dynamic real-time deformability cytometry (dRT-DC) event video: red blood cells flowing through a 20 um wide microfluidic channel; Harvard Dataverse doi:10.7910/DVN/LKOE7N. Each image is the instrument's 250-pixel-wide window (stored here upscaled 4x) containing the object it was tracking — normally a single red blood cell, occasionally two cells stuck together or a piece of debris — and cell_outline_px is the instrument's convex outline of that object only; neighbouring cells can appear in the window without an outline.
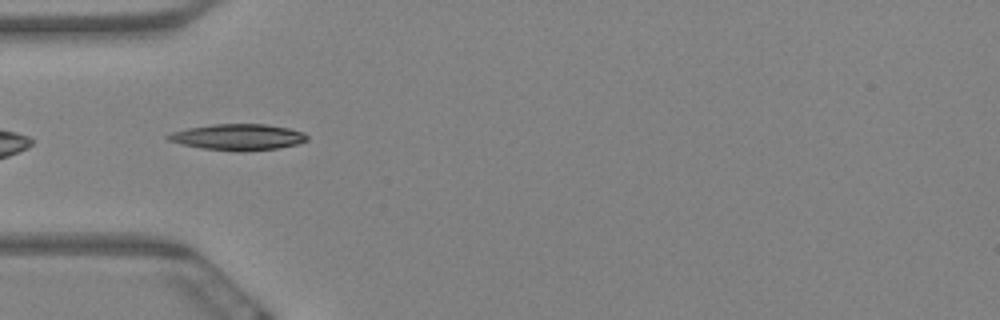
{"species": "Egyptian fruit bat (a non-hibernating species)", "species_latin": "Rousettus aegyptiacus", "temperature_condition": "warm", "stored_images_in_passage": 6, "camera_frame_rate_fps": 3000, "um_per_image_px": 0.085, "animal": {"sex": "female"}, "frame": {"image": 1, "passage_image": 4, "time_ms": 1.0, "image_size_px": [1000, 320], "cell_outline_px": [[308, 140], [296, 144], [276, 148], [244, 152], [236, 152], [200, 148], [180, 144], [168, 140], [164, 136], [172, 132], [188, 128], [212, 124], [264, 124], [288, 128], [304, 132], [308, 136]], "centroid_in_image_um": [20.2, 11.66], "position_along_channel_um": 64.8, "area_um2": 21.33}}
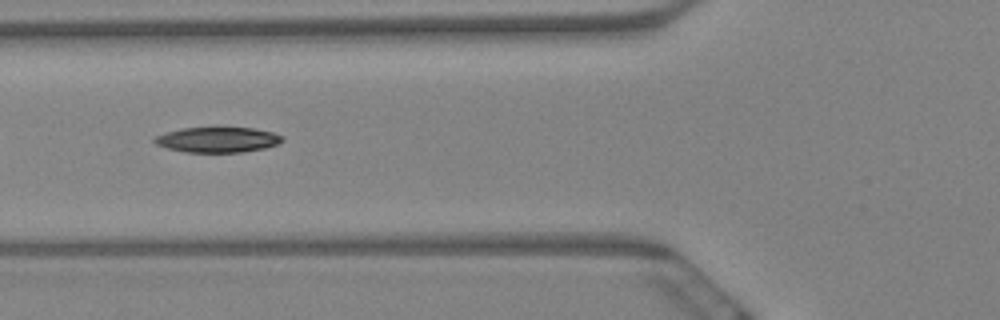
{"frame": {"image": 2, "passage_image": 5, "time_ms": 1.333, "image_size_px": [1000, 320], "cell_outline_px": [[284, 140], [280, 144], [264, 148], [244, 152], [184, 152], [168, 148], [156, 144], [152, 140], [156, 136], [168, 132], [184, 128], [252, 128], [272, 132], [284, 136]], "centroid_in_image_um": [18.55, 11.88], "position_along_channel_um": 107.3, "area_um2": 18.73}}
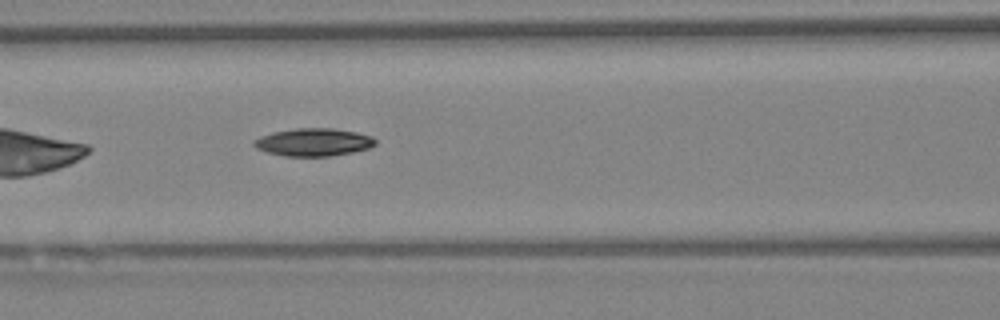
{"frame": {"image": 3, "passage_image": 6, "time_ms": 1.667, "image_size_px": [1000, 320], "cell_outline_px": [[376, 144], [368, 148], [352, 152], [328, 156], [284, 156], [268, 152], [256, 148], [252, 144], [252, 140], [260, 136], [272, 132], [296, 128], [332, 128], [356, 132], [372, 136], [376, 140]], "centroid_in_image_um": [26.62, 12.08], "position_along_channel_um": 140.0, "area_um2": 19.65}}